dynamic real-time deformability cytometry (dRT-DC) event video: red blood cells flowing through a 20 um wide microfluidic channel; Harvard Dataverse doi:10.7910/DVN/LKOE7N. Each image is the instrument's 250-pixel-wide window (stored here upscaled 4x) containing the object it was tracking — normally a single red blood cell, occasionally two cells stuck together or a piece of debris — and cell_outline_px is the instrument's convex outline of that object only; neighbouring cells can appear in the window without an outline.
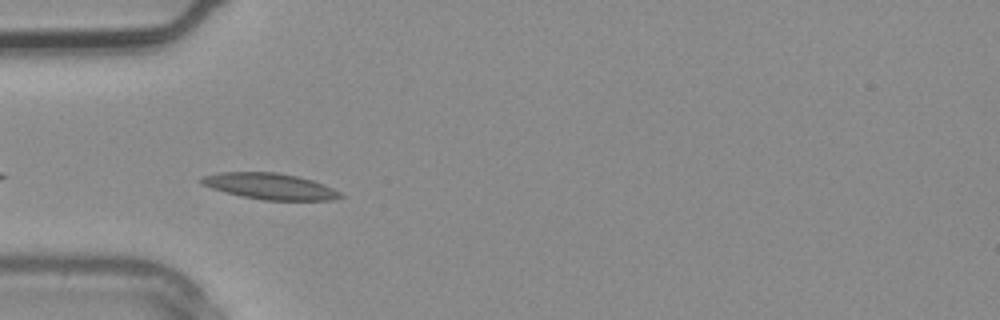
{"species": "common noctule bat (a hibernating species)", "species_latin": "Nyctalus noctula", "temperature_condition": "warm", "stored_images_in_passage": 2, "camera_frame_rate_fps": 3000, "um_per_image_px": 0.085, "animal": {"sex": "male", "body_mass_g": 20.4}, "frame": {"image": 1, "passage_image": 2, "time_ms": 0.333, "image_size_px": [1000, 320], "cell_outline_px": [[344, 196], [332, 200], [264, 200], [244, 196], [212, 188], [200, 184], [196, 180], [200, 176], [220, 172], [276, 172], [296, 176], [312, 180], [332, 188], [340, 192]], "centroid_in_image_um": [22.89, 15.82], "position_along_channel_um": 62.1, "area_um2": 21.04}}